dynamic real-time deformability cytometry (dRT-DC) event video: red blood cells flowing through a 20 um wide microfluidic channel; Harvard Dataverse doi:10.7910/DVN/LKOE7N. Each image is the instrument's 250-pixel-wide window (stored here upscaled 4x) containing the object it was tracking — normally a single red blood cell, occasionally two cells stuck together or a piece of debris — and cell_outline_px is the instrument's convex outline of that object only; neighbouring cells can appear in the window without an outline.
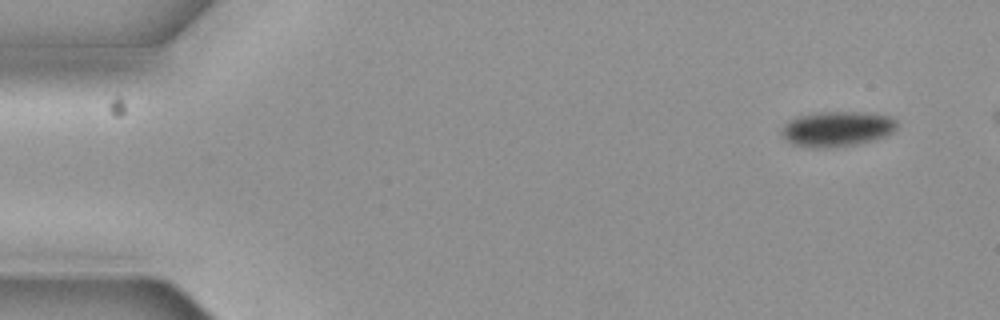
{"species": "common noctule bat (a hibernating species)", "species_latin": "Nyctalus noctula", "temperature_condition": "cold", "stored_images_in_passage": 7, "camera_frame_rate_fps": 3000, "um_per_image_px": 0.085, "animal": {"sex": "female", "body_mass_g": 19.3, "forearm_length_mm": 54.1}, "frame": {"image": 1, "passage_image": 1, "time_ms": 0.0, "image_size_px": [1000, 320], "cell_outline_px": [[896, 128], [892, 132], [884, 136], [872, 140], [856, 144], [832, 148], [808, 148], [792, 144], [784, 140], [780, 132], [780, 128], [788, 120], [796, 116], [812, 112], [860, 112], [888, 116], [896, 120]], "centroid_in_image_um": [71.04, 10.96], "position_along_channel_um": 14.0, "area_um2": 23.99}}
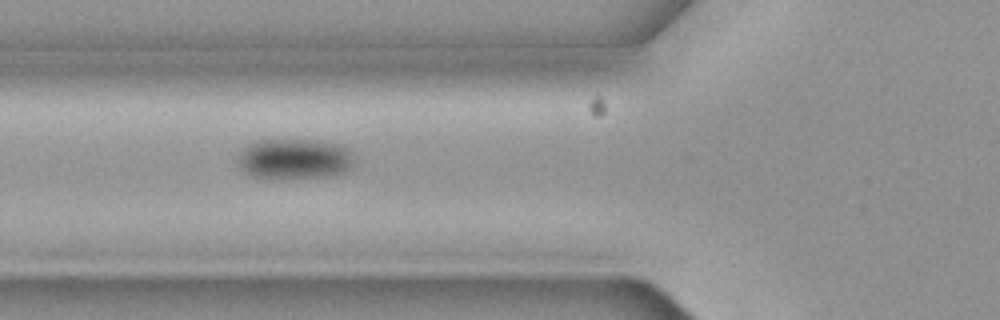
{"frame": {"image": 2, "passage_image": 6, "time_ms": 1.667, "image_size_px": [1000, 320], "cell_outline_px": [[356, 156], [352, 168], [344, 172], [328, 176], [252, 176], [240, 164], [240, 152], [248, 144], [256, 140], [324, 140], [340, 144], [352, 152]], "centroid_in_image_um": [25.15, 13.45], "position_along_channel_um": 100.6, "area_um2": 26.76}}
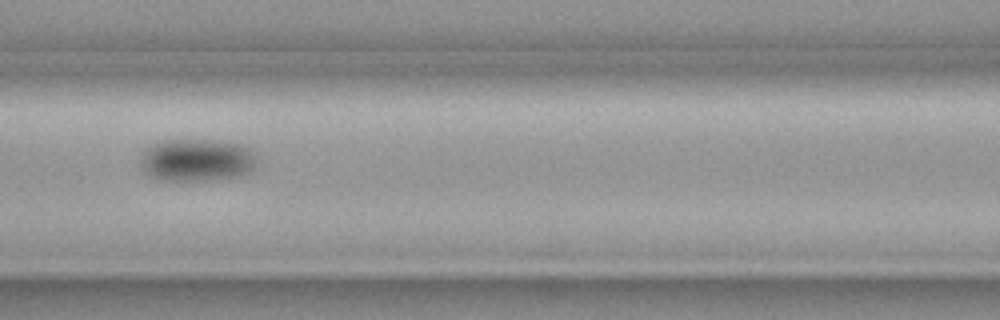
{"frame": {"image": 3, "passage_image": 7, "time_ms": 2.0, "image_size_px": [1000, 320], "cell_outline_px": [[256, 160], [252, 168], [248, 172], [240, 176], [216, 180], [160, 180], [152, 176], [144, 168], [140, 160], [144, 152], [148, 148], [164, 140], [220, 140], [240, 144], [248, 148], [252, 152]], "centroid_in_image_um": [16.77, 13.61], "position_along_channel_um": 149.8, "area_um2": 28.44}}